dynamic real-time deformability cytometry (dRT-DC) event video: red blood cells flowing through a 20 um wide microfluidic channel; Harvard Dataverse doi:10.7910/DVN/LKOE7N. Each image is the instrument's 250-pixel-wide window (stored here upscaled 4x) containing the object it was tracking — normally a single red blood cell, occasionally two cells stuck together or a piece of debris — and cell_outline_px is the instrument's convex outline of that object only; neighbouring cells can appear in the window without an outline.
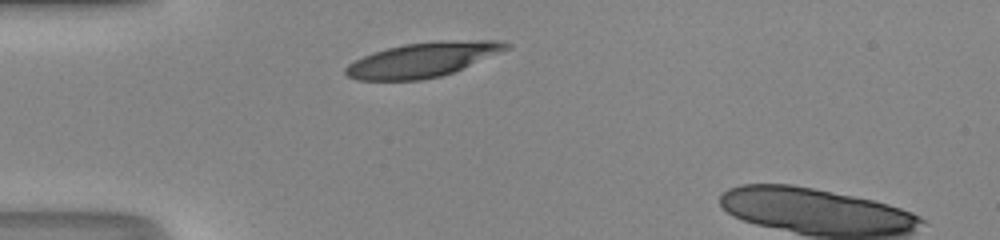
{"species": "human", "species_latin": "Homo sapiens", "temperature_condition": "room temperature", "stored_images_in_passage": 27, "camera_frame_rate_fps": 3000, "um_per_image_px": 0.085, "donor": {"sex": "male"}, "frame": {"image": 1, "passage_image": 1, "time_ms": 0.0, "image_size_px": [1000, 240], "cell_outline_px": [[512, 48], [452, 72], [440, 76], [420, 80], [356, 80], [348, 76], [344, 72], [344, 68], [348, 64], [372, 52], [404, 44], [476, 40], [496, 40], [512, 44]], "centroid_in_image_um": [35.93, 5.09], "position_along_channel_um": 49.1, "area_um2": 31.79}}
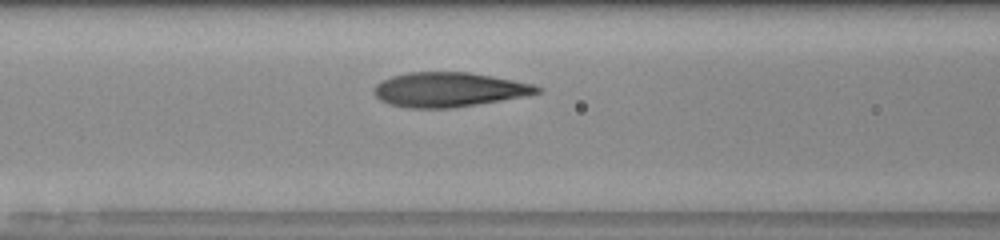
{"frame": {"image": 2, "passage_image": 8, "time_ms": 2.333, "image_size_px": [1000, 240], "cell_outline_px": [[544, 88], [540, 92], [524, 96], [452, 108], [408, 108], [388, 104], [380, 100], [372, 92], [376, 84], [392, 76], [408, 72], [468, 72], [492, 76], [532, 84]], "centroid_in_image_um": [38.12, 7.62], "position_along_channel_um": 128.5, "area_um2": 32.66}, "authors_computed_cell_mechanics": {"area_um2": 32.7148, "velocity_mm_per_s": 4.1968, "shape_relaxation_time_tau1_ms": 4.553, "shape_relaxation_time_tau2_ms": 0.6928, "deformation_change_tau1": 0.2133, "deformation_change_tau2": 0.0604}}